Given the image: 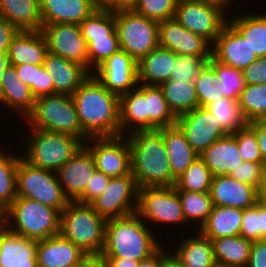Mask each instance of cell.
Listing matches in <instances>:
<instances>
[{"mask_svg": "<svg viewBox=\"0 0 266 267\" xmlns=\"http://www.w3.org/2000/svg\"><path fill=\"white\" fill-rule=\"evenodd\" d=\"M111 177L101 171L96 170L89 180L84 193L76 200L83 204H90L94 199L101 195L108 186Z\"/></svg>", "mask_w": 266, "mask_h": 267, "instance_id": "f5cc1de1", "label": "cell"}, {"mask_svg": "<svg viewBox=\"0 0 266 267\" xmlns=\"http://www.w3.org/2000/svg\"><path fill=\"white\" fill-rule=\"evenodd\" d=\"M139 0H109L103 7L113 12L121 10H133Z\"/></svg>", "mask_w": 266, "mask_h": 267, "instance_id": "6125c7cd", "label": "cell"}, {"mask_svg": "<svg viewBox=\"0 0 266 267\" xmlns=\"http://www.w3.org/2000/svg\"><path fill=\"white\" fill-rule=\"evenodd\" d=\"M207 63L200 55H176V63L169 80L194 82L200 70Z\"/></svg>", "mask_w": 266, "mask_h": 267, "instance_id": "681fc988", "label": "cell"}, {"mask_svg": "<svg viewBox=\"0 0 266 267\" xmlns=\"http://www.w3.org/2000/svg\"><path fill=\"white\" fill-rule=\"evenodd\" d=\"M44 95H54L53 77L45 70L43 65H39L37 97Z\"/></svg>", "mask_w": 266, "mask_h": 267, "instance_id": "680465c9", "label": "cell"}, {"mask_svg": "<svg viewBox=\"0 0 266 267\" xmlns=\"http://www.w3.org/2000/svg\"><path fill=\"white\" fill-rule=\"evenodd\" d=\"M229 18L228 22L247 40L252 52L258 58L264 57L266 55V13L246 12Z\"/></svg>", "mask_w": 266, "mask_h": 267, "instance_id": "d6a6232c", "label": "cell"}, {"mask_svg": "<svg viewBox=\"0 0 266 267\" xmlns=\"http://www.w3.org/2000/svg\"><path fill=\"white\" fill-rule=\"evenodd\" d=\"M43 67L53 77L54 94L72 96L91 75L84 66L49 52Z\"/></svg>", "mask_w": 266, "mask_h": 267, "instance_id": "7402d4cb", "label": "cell"}, {"mask_svg": "<svg viewBox=\"0 0 266 267\" xmlns=\"http://www.w3.org/2000/svg\"><path fill=\"white\" fill-rule=\"evenodd\" d=\"M217 81L218 77L214 68L207 62L194 80L200 107H205L224 97L220 91H217Z\"/></svg>", "mask_w": 266, "mask_h": 267, "instance_id": "7dc6e473", "label": "cell"}, {"mask_svg": "<svg viewBox=\"0 0 266 267\" xmlns=\"http://www.w3.org/2000/svg\"><path fill=\"white\" fill-rule=\"evenodd\" d=\"M184 239L174 255L185 267H212L214 259L212 241L200 232Z\"/></svg>", "mask_w": 266, "mask_h": 267, "instance_id": "e575fe53", "label": "cell"}, {"mask_svg": "<svg viewBox=\"0 0 266 267\" xmlns=\"http://www.w3.org/2000/svg\"><path fill=\"white\" fill-rule=\"evenodd\" d=\"M214 259L217 264L231 267H246L249 261L252 240L241 235L212 239Z\"/></svg>", "mask_w": 266, "mask_h": 267, "instance_id": "836d02e7", "label": "cell"}, {"mask_svg": "<svg viewBox=\"0 0 266 267\" xmlns=\"http://www.w3.org/2000/svg\"><path fill=\"white\" fill-rule=\"evenodd\" d=\"M168 250H164V247H160L154 254L149 258L139 261L138 267H160L161 260L168 253Z\"/></svg>", "mask_w": 266, "mask_h": 267, "instance_id": "be15d7a7", "label": "cell"}, {"mask_svg": "<svg viewBox=\"0 0 266 267\" xmlns=\"http://www.w3.org/2000/svg\"><path fill=\"white\" fill-rule=\"evenodd\" d=\"M246 267H266V239L252 242Z\"/></svg>", "mask_w": 266, "mask_h": 267, "instance_id": "9f6ffc18", "label": "cell"}, {"mask_svg": "<svg viewBox=\"0 0 266 267\" xmlns=\"http://www.w3.org/2000/svg\"><path fill=\"white\" fill-rule=\"evenodd\" d=\"M240 235L252 241L266 239V203L258 201L243 210Z\"/></svg>", "mask_w": 266, "mask_h": 267, "instance_id": "f6af8a7d", "label": "cell"}, {"mask_svg": "<svg viewBox=\"0 0 266 267\" xmlns=\"http://www.w3.org/2000/svg\"><path fill=\"white\" fill-rule=\"evenodd\" d=\"M263 163H254L250 161L241 162L238 167L234 168L229 174L237 181L258 187L260 182L261 168Z\"/></svg>", "mask_w": 266, "mask_h": 267, "instance_id": "816d5d0a", "label": "cell"}, {"mask_svg": "<svg viewBox=\"0 0 266 267\" xmlns=\"http://www.w3.org/2000/svg\"><path fill=\"white\" fill-rule=\"evenodd\" d=\"M205 109L217 118L227 134H234L248 125L240 109L239 100L222 97L206 105Z\"/></svg>", "mask_w": 266, "mask_h": 267, "instance_id": "74e56055", "label": "cell"}, {"mask_svg": "<svg viewBox=\"0 0 266 267\" xmlns=\"http://www.w3.org/2000/svg\"><path fill=\"white\" fill-rule=\"evenodd\" d=\"M177 3L178 0H139L133 11L159 23L174 18Z\"/></svg>", "mask_w": 266, "mask_h": 267, "instance_id": "c3c4849f", "label": "cell"}, {"mask_svg": "<svg viewBox=\"0 0 266 267\" xmlns=\"http://www.w3.org/2000/svg\"><path fill=\"white\" fill-rule=\"evenodd\" d=\"M29 132L30 139H26L25 150L24 146L22 147L21 154L25 151L21 155L22 158L35 167L55 173L84 144L75 136L65 133L34 128H29Z\"/></svg>", "mask_w": 266, "mask_h": 267, "instance_id": "8992f818", "label": "cell"}, {"mask_svg": "<svg viewBox=\"0 0 266 267\" xmlns=\"http://www.w3.org/2000/svg\"><path fill=\"white\" fill-rule=\"evenodd\" d=\"M83 132L89 137L120 135L119 95L91 74L72 95Z\"/></svg>", "mask_w": 266, "mask_h": 267, "instance_id": "6da1fadb", "label": "cell"}, {"mask_svg": "<svg viewBox=\"0 0 266 267\" xmlns=\"http://www.w3.org/2000/svg\"><path fill=\"white\" fill-rule=\"evenodd\" d=\"M106 222L90 204L71 201L60 213V234L84 253H102Z\"/></svg>", "mask_w": 266, "mask_h": 267, "instance_id": "5b68a950", "label": "cell"}, {"mask_svg": "<svg viewBox=\"0 0 266 267\" xmlns=\"http://www.w3.org/2000/svg\"><path fill=\"white\" fill-rule=\"evenodd\" d=\"M147 130L176 125L177 117L170 110L159 85H145Z\"/></svg>", "mask_w": 266, "mask_h": 267, "instance_id": "8d00e7d4", "label": "cell"}, {"mask_svg": "<svg viewBox=\"0 0 266 267\" xmlns=\"http://www.w3.org/2000/svg\"><path fill=\"white\" fill-rule=\"evenodd\" d=\"M256 189H257L258 201L266 203V163L262 165L260 182Z\"/></svg>", "mask_w": 266, "mask_h": 267, "instance_id": "03108f58", "label": "cell"}, {"mask_svg": "<svg viewBox=\"0 0 266 267\" xmlns=\"http://www.w3.org/2000/svg\"><path fill=\"white\" fill-rule=\"evenodd\" d=\"M176 125L185 134L187 142L197 155H201L212 143L228 135L217 118L205 107L198 106L177 117Z\"/></svg>", "mask_w": 266, "mask_h": 267, "instance_id": "5bb4252c", "label": "cell"}, {"mask_svg": "<svg viewBox=\"0 0 266 267\" xmlns=\"http://www.w3.org/2000/svg\"><path fill=\"white\" fill-rule=\"evenodd\" d=\"M176 53L160 46L137 62L138 83L160 85L168 81L176 63Z\"/></svg>", "mask_w": 266, "mask_h": 267, "instance_id": "f546056e", "label": "cell"}, {"mask_svg": "<svg viewBox=\"0 0 266 267\" xmlns=\"http://www.w3.org/2000/svg\"><path fill=\"white\" fill-rule=\"evenodd\" d=\"M83 255L81 249L60 233L37 241L38 267H72Z\"/></svg>", "mask_w": 266, "mask_h": 267, "instance_id": "cb8c5ba5", "label": "cell"}, {"mask_svg": "<svg viewBox=\"0 0 266 267\" xmlns=\"http://www.w3.org/2000/svg\"><path fill=\"white\" fill-rule=\"evenodd\" d=\"M88 48V71L92 74L111 55L120 50L118 36L85 38ZM92 70V71H91Z\"/></svg>", "mask_w": 266, "mask_h": 267, "instance_id": "bcb514c9", "label": "cell"}, {"mask_svg": "<svg viewBox=\"0 0 266 267\" xmlns=\"http://www.w3.org/2000/svg\"><path fill=\"white\" fill-rule=\"evenodd\" d=\"M236 141L243 161L262 163L255 132L248 125L236 132Z\"/></svg>", "mask_w": 266, "mask_h": 267, "instance_id": "f907efd6", "label": "cell"}, {"mask_svg": "<svg viewBox=\"0 0 266 267\" xmlns=\"http://www.w3.org/2000/svg\"><path fill=\"white\" fill-rule=\"evenodd\" d=\"M248 126L255 132L259 145L262 163H266V120H258L248 123Z\"/></svg>", "mask_w": 266, "mask_h": 267, "instance_id": "91938a15", "label": "cell"}, {"mask_svg": "<svg viewBox=\"0 0 266 267\" xmlns=\"http://www.w3.org/2000/svg\"><path fill=\"white\" fill-rule=\"evenodd\" d=\"M8 227V207L0 201V231Z\"/></svg>", "mask_w": 266, "mask_h": 267, "instance_id": "a7ac6f4b", "label": "cell"}, {"mask_svg": "<svg viewBox=\"0 0 266 267\" xmlns=\"http://www.w3.org/2000/svg\"><path fill=\"white\" fill-rule=\"evenodd\" d=\"M137 213L109 219L105 226L104 257L144 260L161 246L151 231V227Z\"/></svg>", "mask_w": 266, "mask_h": 267, "instance_id": "3957f363", "label": "cell"}, {"mask_svg": "<svg viewBox=\"0 0 266 267\" xmlns=\"http://www.w3.org/2000/svg\"><path fill=\"white\" fill-rule=\"evenodd\" d=\"M209 1H213L216 2L218 4H221L222 6H224L226 9L231 8V5H234V3L232 4L231 2L233 0H209ZM231 4V5H230Z\"/></svg>", "mask_w": 266, "mask_h": 267, "instance_id": "2644e50d", "label": "cell"}, {"mask_svg": "<svg viewBox=\"0 0 266 267\" xmlns=\"http://www.w3.org/2000/svg\"><path fill=\"white\" fill-rule=\"evenodd\" d=\"M213 177L229 175L243 162L238 150L236 133L212 143L200 156Z\"/></svg>", "mask_w": 266, "mask_h": 267, "instance_id": "484cf974", "label": "cell"}, {"mask_svg": "<svg viewBox=\"0 0 266 267\" xmlns=\"http://www.w3.org/2000/svg\"><path fill=\"white\" fill-rule=\"evenodd\" d=\"M107 267H138V260L120 257H105Z\"/></svg>", "mask_w": 266, "mask_h": 267, "instance_id": "e7e4bbea", "label": "cell"}, {"mask_svg": "<svg viewBox=\"0 0 266 267\" xmlns=\"http://www.w3.org/2000/svg\"><path fill=\"white\" fill-rule=\"evenodd\" d=\"M136 213L148 226L158 223L162 225H186L185 216L179 194L174 186H157L138 188ZM148 220V221H147ZM178 223V224H177Z\"/></svg>", "mask_w": 266, "mask_h": 267, "instance_id": "8fae6325", "label": "cell"}, {"mask_svg": "<svg viewBox=\"0 0 266 267\" xmlns=\"http://www.w3.org/2000/svg\"><path fill=\"white\" fill-rule=\"evenodd\" d=\"M212 56L240 71L258 59L247 40L229 22L212 45Z\"/></svg>", "mask_w": 266, "mask_h": 267, "instance_id": "d6986e66", "label": "cell"}, {"mask_svg": "<svg viewBox=\"0 0 266 267\" xmlns=\"http://www.w3.org/2000/svg\"><path fill=\"white\" fill-rule=\"evenodd\" d=\"M226 11L221 4L209 0H178L174 18L213 45L228 22Z\"/></svg>", "mask_w": 266, "mask_h": 267, "instance_id": "30bf717a", "label": "cell"}, {"mask_svg": "<svg viewBox=\"0 0 266 267\" xmlns=\"http://www.w3.org/2000/svg\"><path fill=\"white\" fill-rule=\"evenodd\" d=\"M9 66L10 60L8 55L6 54L5 56H0V79Z\"/></svg>", "mask_w": 266, "mask_h": 267, "instance_id": "89a4df30", "label": "cell"}, {"mask_svg": "<svg viewBox=\"0 0 266 267\" xmlns=\"http://www.w3.org/2000/svg\"><path fill=\"white\" fill-rule=\"evenodd\" d=\"M19 79L31 88L32 94L37 98V78L39 65L21 64L14 66Z\"/></svg>", "mask_w": 266, "mask_h": 267, "instance_id": "11a10c76", "label": "cell"}, {"mask_svg": "<svg viewBox=\"0 0 266 267\" xmlns=\"http://www.w3.org/2000/svg\"><path fill=\"white\" fill-rule=\"evenodd\" d=\"M243 78L248 85L266 84V55L246 67Z\"/></svg>", "mask_w": 266, "mask_h": 267, "instance_id": "db71d44e", "label": "cell"}, {"mask_svg": "<svg viewBox=\"0 0 266 267\" xmlns=\"http://www.w3.org/2000/svg\"><path fill=\"white\" fill-rule=\"evenodd\" d=\"M79 25L84 38L118 36L116 32L115 12L101 6Z\"/></svg>", "mask_w": 266, "mask_h": 267, "instance_id": "7bdbcfd3", "label": "cell"}, {"mask_svg": "<svg viewBox=\"0 0 266 267\" xmlns=\"http://www.w3.org/2000/svg\"><path fill=\"white\" fill-rule=\"evenodd\" d=\"M120 49L137 62L159 46V23L133 10L115 12Z\"/></svg>", "mask_w": 266, "mask_h": 267, "instance_id": "9c48e42d", "label": "cell"}, {"mask_svg": "<svg viewBox=\"0 0 266 267\" xmlns=\"http://www.w3.org/2000/svg\"><path fill=\"white\" fill-rule=\"evenodd\" d=\"M208 63L214 68L218 77L217 91H220V94L226 98L239 100L242 90L246 87L243 71L230 67L213 56L210 57Z\"/></svg>", "mask_w": 266, "mask_h": 267, "instance_id": "ab89813d", "label": "cell"}, {"mask_svg": "<svg viewBox=\"0 0 266 267\" xmlns=\"http://www.w3.org/2000/svg\"><path fill=\"white\" fill-rule=\"evenodd\" d=\"M99 6L103 7L109 0H94Z\"/></svg>", "mask_w": 266, "mask_h": 267, "instance_id": "8c879c8a", "label": "cell"}, {"mask_svg": "<svg viewBox=\"0 0 266 267\" xmlns=\"http://www.w3.org/2000/svg\"><path fill=\"white\" fill-rule=\"evenodd\" d=\"M47 53L46 39L41 30H19L11 39L7 55L10 65L13 66L21 64L43 65Z\"/></svg>", "mask_w": 266, "mask_h": 267, "instance_id": "d4e9b609", "label": "cell"}, {"mask_svg": "<svg viewBox=\"0 0 266 267\" xmlns=\"http://www.w3.org/2000/svg\"><path fill=\"white\" fill-rule=\"evenodd\" d=\"M95 171L94 157L83 144L56 174L66 196L70 201H76L84 193Z\"/></svg>", "mask_w": 266, "mask_h": 267, "instance_id": "ac0fdd59", "label": "cell"}, {"mask_svg": "<svg viewBox=\"0 0 266 267\" xmlns=\"http://www.w3.org/2000/svg\"><path fill=\"white\" fill-rule=\"evenodd\" d=\"M42 26L80 24L100 6L94 0H39Z\"/></svg>", "mask_w": 266, "mask_h": 267, "instance_id": "44dd1931", "label": "cell"}, {"mask_svg": "<svg viewBox=\"0 0 266 267\" xmlns=\"http://www.w3.org/2000/svg\"><path fill=\"white\" fill-rule=\"evenodd\" d=\"M243 210L213 205L206 222L197 230L210 240L224 236L240 235Z\"/></svg>", "mask_w": 266, "mask_h": 267, "instance_id": "1f68e13d", "label": "cell"}, {"mask_svg": "<svg viewBox=\"0 0 266 267\" xmlns=\"http://www.w3.org/2000/svg\"><path fill=\"white\" fill-rule=\"evenodd\" d=\"M92 74L108 91L119 96L138 86L137 61L122 49L111 55Z\"/></svg>", "mask_w": 266, "mask_h": 267, "instance_id": "2e32d148", "label": "cell"}, {"mask_svg": "<svg viewBox=\"0 0 266 267\" xmlns=\"http://www.w3.org/2000/svg\"><path fill=\"white\" fill-rule=\"evenodd\" d=\"M8 228L35 241L44 240L60 233V212L36 200L17 197L8 207Z\"/></svg>", "mask_w": 266, "mask_h": 267, "instance_id": "52a82bcc", "label": "cell"}, {"mask_svg": "<svg viewBox=\"0 0 266 267\" xmlns=\"http://www.w3.org/2000/svg\"><path fill=\"white\" fill-rule=\"evenodd\" d=\"M16 194L57 209L60 213L71 202L55 172L35 167L22 157L16 172Z\"/></svg>", "mask_w": 266, "mask_h": 267, "instance_id": "ba28073f", "label": "cell"}, {"mask_svg": "<svg viewBox=\"0 0 266 267\" xmlns=\"http://www.w3.org/2000/svg\"><path fill=\"white\" fill-rule=\"evenodd\" d=\"M17 31L10 22L0 16V56H5L8 53L11 39Z\"/></svg>", "mask_w": 266, "mask_h": 267, "instance_id": "6f0895ef", "label": "cell"}, {"mask_svg": "<svg viewBox=\"0 0 266 267\" xmlns=\"http://www.w3.org/2000/svg\"><path fill=\"white\" fill-rule=\"evenodd\" d=\"M159 46L179 55H200L207 62L212 45L203 37L184 28L175 18L159 22Z\"/></svg>", "mask_w": 266, "mask_h": 267, "instance_id": "e0dca14e", "label": "cell"}, {"mask_svg": "<svg viewBox=\"0 0 266 267\" xmlns=\"http://www.w3.org/2000/svg\"><path fill=\"white\" fill-rule=\"evenodd\" d=\"M239 105L248 123L266 120V84H246L239 97Z\"/></svg>", "mask_w": 266, "mask_h": 267, "instance_id": "60d3db41", "label": "cell"}, {"mask_svg": "<svg viewBox=\"0 0 266 267\" xmlns=\"http://www.w3.org/2000/svg\"><path fill=\"white\" fill-rule=\"evenodd\" d=\"M72 267H107V261L102 253H84Z\"/></svg>", "mask_w": 266, "mask_h": 267, "instance_id": "94428289", "label": "cell"}, {"mask_svg": "<svg viewBox=\"0 0 266 267\" xmlns=\"http://www.w3.org/2000/svg\"><path fill=\"white\" fill-rule=\"evenodd\" d=\"M120 135H129L136 131H147V107L145 84L119 96ZM127 132V133H126Z\"/></svg>", "mask_w": 266, "mask_h": 267, "instance_id": "83f0119b", "label": "cell"}, {"mask_svg": "<svg viewBox=\"0 0 266 267\" xmlns=\"http://www.w3.org/2000/svg\"><path fill=\"white\" fill-rule=\"evenodd\" d=\"M84 145L94 157L96 170L111 178L123 177L131 173L130 145L127 135L92 137Z\"/></svg>", "mask_w": 266, "mask_h": 267, "instance_id": "4fadbf2b", "label": "cell"}, {"mask_svg": "<svg viewBox=\"0 0 266 267\" xmlns=\"http://www.w3.org/2000/svg\"><path fill=\"white\" fill-rule=\"evenodd\" d=\"M131 173L138 188L172 186V171L162 134L158 130L127 135Z\"/></svg>", "mask_w": 266, "mask_h": 267, "instance_id": "7a4b0ae2", "label": "cell"}, {"mask_svg": "<svg viewBox=\"0 0 266 267\" xmlns=\"http://www.w3.org/2000/svg\"><path fill=\"white\" fill-rule=\"evenodd\" d=\"M210 195L215 206L247 209L258 202L254 186L235 180L229 175L212 178Z\"/></svg>", "mask_w": 266, "mask_h": 267, "instance_id": "ffe728a7", "label": "cell"}, {"mask_svg": "<svg viewBox=\"0 0 266 267\" xmlns=\"http://www.w3.org/2000/svg\"><path fill=\"white\" fill-rule=\"evenodd\" d=\"M48 52L78 63L88 70V48L79 24L42 26Z\"/></svg>", "mask_w": 266, "mask_h": 267, "instance_id": "9a60e30c", "label": "cell"}, {"mask_svg": "<svg viewBox=\"0 0 266 267\" xmlns=\"http://www.w3.org/2000/svg\"><path fill=\"white\" fill-rule=\"evenodd\" d=\"M37 241L8 227L0 231V267H38Z\"/></svg>", "mask_w": 266, "mask_h": 267, "instance_id": "603a6c76", "label": "cell"}, {"mask_svg": "<svg viewBox=\"0 0 266 267\" xmlns=\"http://www.w3.org/2000/svg\"><path fill=\"white\" fill-rule=\"evenodd\" d=\"M24 120L30 128L69 134L83 143L89 139L82 130L71 95L54 94L37 97L33 110Z\"/></svg>", "mask_w": 266, "mask_h": 267, "instance_id": "277c9868", "label": "cell"}, {"mask_svg": "<svg viewBox=\"0 0 266 267\" xmlns=\"http://www.w3.org/2000/svg\"><path fill=\"white\" fill-rule=\"evenodd\" d=\"M0 16L18 31H38L42 28L39 0H0Z\"/></svg>", "mask_w": 266, "mask_h": 267, "instance_id": "4dcf8cb0", "label": "cell"}, {"mask_svg": "<svg viewBox=\"0 0 266 267\" xmlns=\"http://www.w3.org/2000/svg\"><path fill=\"white\" fill-rule=\"evenodd\" d=\"M35 96L31 88L24 84L18 77L16 69L10 65L0 79V106H8L16 111L23 122L26 116L33 110Z\"/></svg>", "mask_w": 266, "mask_h": 267, "instance_id": "4316f807", "label": "cell"}, {"mask_svg": "<svg viewBox=\"0 0 266 267\" xmlns=\"http://www.w3.org/2000/svg\"><path fill=\"white\" fill-rule=\"evenodd\" d=\"M138 186L132 173L114 177L105 190L90 205L106 220L136 213Z\"/></svg>", "mask_w": 266, "mask_h": 267, "instance_id": "7c38bea8", "label": "cell"}, {"mask_svg": "<svg viewBox=\"0 0 266 267\" xmlns=\"http://www.w3.org/2000/svg\"><path fill=\"white\" fill-rule=\"evenodd\" d=\"M177 192L182 204L185 221L188 224L192 223V225L193 222L194 224L198 222L197 224L201 227L208 219L213 208L210 192H192L185 190H177Z\"/></svg>", "mask_w": 266, "mask_h": 267, "instance_id": "f35d334b", "label": "cell"}, {"mask_svg": "<svg viewBox=\"0 0 266 267\" xmlns=\"http://www.w3.org/2000/svg\"><path fill=\"white\" fill-rule=\"evenodd\" d=\"M168 252L169 253H167L161 260L160 267H185L183 263L173 254L174 252Z\"/></svg>", "mask_w": 266, "mask_h": 267, "instance_id": "003e7915", "label": "cell"}, {"mask_svg": "<svg viewBox=\"0 0 266 267\" xmlns=\"http://www.w3.org/2000/svg\"><path fill=\"white\" fill-rule=\"evenodd\" d=\"M212 174L205 163L198 157L177 179L176 190L192 192H210Z\"/></svg>", "mask_w": 266, "mask_h": 267, "instance_id": "b9f144b4", "label": "cell"}, {"mask_svg": "<svg viewBox=\"0 0 266 267\" xmlns=\"http://www.w3.org/2000/svg\"><path fill=\"white\" fill-rule=\"evenodd\" d=\"M21 157L0 150V201L7 207L17 198L16 172Z\"/></svg>", "mask_w": 266, "mask_h": 267, "instance_id": "ee69618b", "label": "cell"}, {"mask_svg": "<svg viewBox=\"0 0 266 267\" xmlns=\"http://www.w3.org/2000/svg\"><path fill=\"white\" fill-rule=\"evenodd\" d=\"M172 171V186L176 179L199 157L177 125L160 128Z\"/></svg>", "mask_w": 266, "mask_h": 267, "instance_id": "f1b7e54d", "label": "cell"}, {"mask_svg": "<svg viewBox=\"0 0 266 267\" xmlns=\"http://www.w3.org/2000/svg\"><path fill=\"white\" fill-rule=\"evenodd\" d=\"M212 267H231V266H226V265H221V264L215 263Z\"/></svg>", "mask_w": 266, "mask_h": 267, "instance_id": "753ad0ef", "label": "cell"}, {"mask_svg": "<svg viewBox=\"0 0 266 267\" xmlns=\"http://www.w3.org/2000/svg\"><path fill=\"white\" fill-rule=\"evenodd\" d=\"M159 86L170 110L176 117L199 106L194 82L168 80Z\"/></svg>", "mask_w": 266, "mask_h": 267, "instance_id": "d590c367", "label": "cell"}]
</instances>
